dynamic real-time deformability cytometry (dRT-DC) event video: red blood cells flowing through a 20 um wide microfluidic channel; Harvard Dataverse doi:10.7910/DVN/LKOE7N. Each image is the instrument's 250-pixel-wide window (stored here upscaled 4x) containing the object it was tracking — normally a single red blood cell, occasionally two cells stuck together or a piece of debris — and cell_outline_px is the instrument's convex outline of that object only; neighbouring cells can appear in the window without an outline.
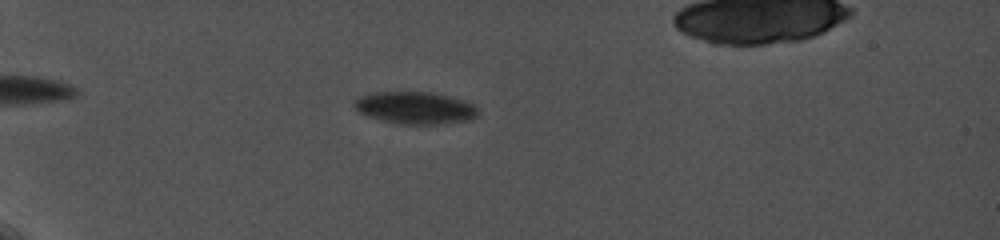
{"species": "common noctule bat (a hibernating species)", "species_latin": "Nyctalus noctula", "temperature_condition": "cold", "stored_images_in_passage": 46, "camera_frame_rate_fps": 5000, "um_per_image_px": 0.085, "animal": {"sex": "female", "body_mass_g": 19.0, "forearm_length_mm": 56.7}, "frame": {"image": 1, "passage_image": 15, "time_ms": 5.0, "image_size_px": [1000, 240], "cell_outline_px": [[480, 112], [476, 116], [468, 120], [444, 124], [400, 124], [380, 120], [368, 116], [360, 112], [352, 104], [356, 96], [376, 92], [428, 92], [448, 96], [464, 100], [480, 108]], "centroid_in_image_um": [35.28, 9.17], "position_along_channel_um": 49.7, "area_um2": 23.41}}
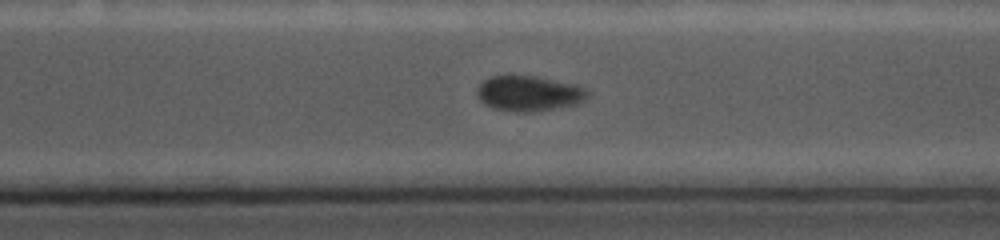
{"frame": {"image": 2, "passage_image": 37, "time_ms": 13.8, "image_size_px": [1000, 240], "cell_outline_px": [[588, 96], [584, 100], [576, 104], [528, 112], [516, 112], [492, 108], [484, 104], [476, 96], [476, 88], [488, 76], [536, 76], [572, 84], [584, 88], [588, 92]], "centroid_in_image_um": [44.88, 7.94], "position_along_channel_um": 325.7, "area_um2": 22.54}}
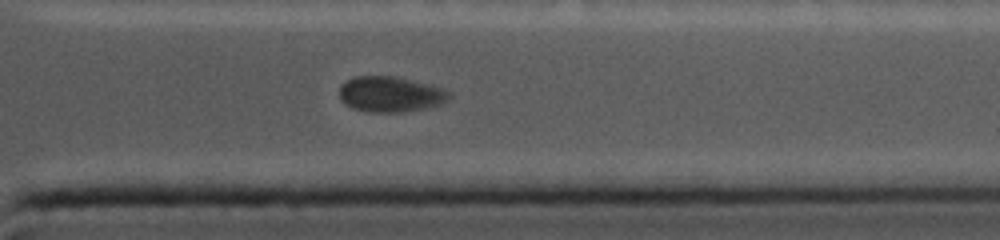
{"frame": {"image": 3, "passage_image": 41, "time_ms": 15.2, "image_size_px": [1000, 240], "cell_outline_px": [[452, 96], [448, 100], [440, 104], [424, 108], [400, 112], [372, 112], [352, 108], [344, 104], [340, 96], [340, 84], [352, 76], [392, 76], [444, 88]], "centroid_in_image_um": [33.15, 8.0], "position_along_channel_um": 378.2, "area_um2": 22.6}}